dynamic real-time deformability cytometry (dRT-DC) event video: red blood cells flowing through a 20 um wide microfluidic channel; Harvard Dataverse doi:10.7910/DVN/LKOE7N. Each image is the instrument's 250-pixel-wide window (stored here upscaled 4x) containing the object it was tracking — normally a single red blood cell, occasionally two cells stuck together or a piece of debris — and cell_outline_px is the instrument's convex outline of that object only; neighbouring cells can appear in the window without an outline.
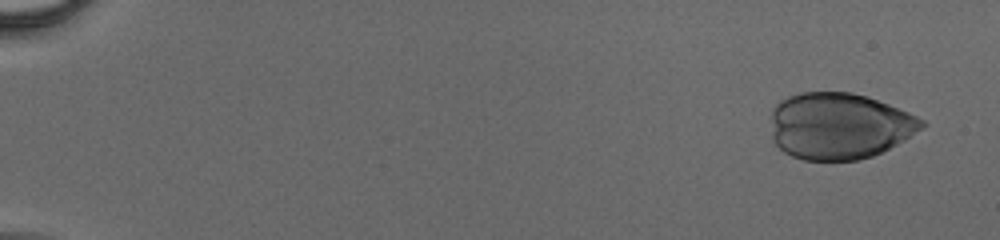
{"species": "human", "species_latin": "Homo sapiens", "temperature_condition": "cold", "stored_images_in_passage": 47, "camera_frame_rate_fps": 3000, "um_per_image_px": 0.085, "donor": {"sex": "male"}, "frame": {"image": 1, "passage_image": 3, "time_ms": 0.667, "image_size_px": [1000, 240], "cell_outline_px": [[928, 124], [924, 128], [904, 140], [872, 156], [860, 160], [804, 160], [792, 156], [784, 152], [772, 140], [772, 108], [780, 100], [788, 96], [800, 92], [852, 92], [868, 96], [908, 112], [924, 120]], "centroid_in_image_um": [71.33, 10.7], "position_along_channel_um": 13.7, "area_um2": 58.67}}
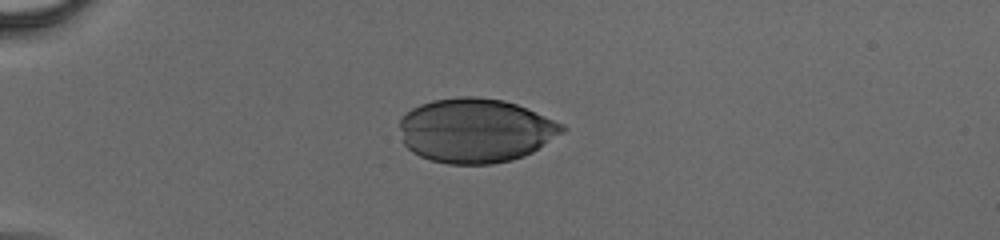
{"frame": {"image": 2, "passage_image": 16, "time_ms": 5.0, "image_size_px": [1000, 240], "cell_outline_px": [[568, 128], [564, 132], [532, 152], [524, 156], [512, 160], [492, 164], [448, 164], [432, 160], [420, 156], [412, 152], [404, 144], [400, 128], [400, 120], [412, 108], [420, 104], [432, 100], [460, 96], [476, 96], [504, 100], [516, 104], [564, 124]], "centroid_in_image_um": [40.43, 11.09], "position_along_channel_um": 44.6, "area_um2": 60.92}}
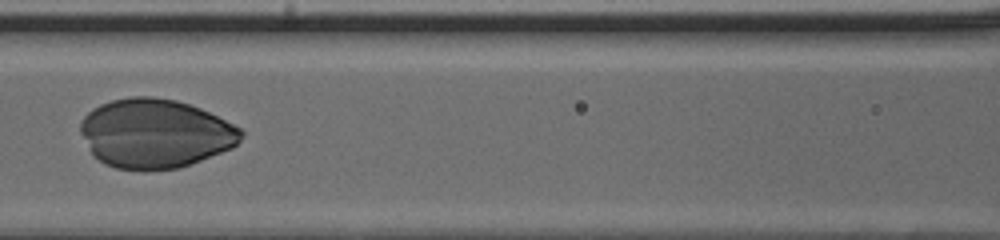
{"frame": {"image": 3, "passage_image": 28, "time_ms": 9.0, "image_size_px": [1000, 240], "cell_outline_px": [[244, 136], [232, 148], [180, 168], [116, 168], [104, 164], [92, 156], [80, 132], [80, 120], [92, 108], [100, 104], [112, 100], [128, 96], [152, 96], [176, 100], [200, 108], [240, 128], [244, 132]], "centroid_in_image_um": [13.16, 11.32], "position_along_channel_um": 153.4, "area_um2": 64.39}}